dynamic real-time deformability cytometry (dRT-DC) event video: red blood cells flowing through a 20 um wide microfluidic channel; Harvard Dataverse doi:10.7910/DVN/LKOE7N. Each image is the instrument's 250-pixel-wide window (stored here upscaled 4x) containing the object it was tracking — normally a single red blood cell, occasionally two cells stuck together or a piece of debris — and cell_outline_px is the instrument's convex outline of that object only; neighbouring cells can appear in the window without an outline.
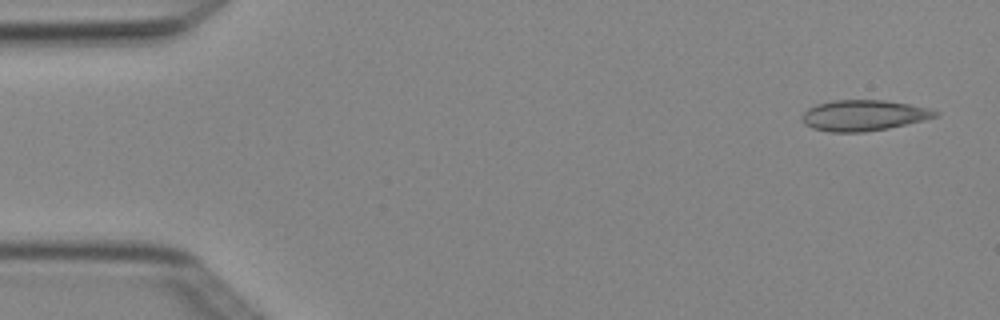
{"species": "Egyptian fruit bat (a non-hibernating species)", "species_latin": "Rousettus aegyptiacus", "temperature_condition": "cold", "stored_images_in_passage": 4, "camera_frame_rate_fps": 3000, "um_per_image_px": 0.085, "animal": {"sex": "female"}, "frame": {"image": 1, "passage_image": 1, "time_ms": 0.0, "image_size_px": [1000, 320], "cell_outline_px": [[940, 116], [924, 120], [888, 128], [864, 132], [828, 132], [812, 128], [804, 124], [804, 112], [808, 108], [816, 104], [832, 100], [884, 100], [908, 104], [928, 108], [940, 112]], "centroid_in_image_um": [73.42, 9.81], "position_along_channel_um": 11.6, "area_um2": 23.87}}
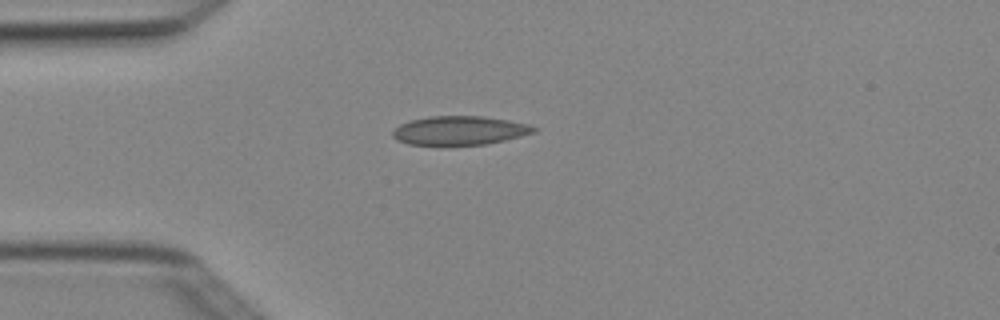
{"frame": {"image": 2, "passage_image": 3, "time_ms": 0.667, "image_size_px": [1000, 320], "cell_outline_px": [[540, 128], [536, 132], [488, 144], [440, 148], [408, 144], [396, 140], [392, 136], [392, 132], [400, 124], [412, 120], [428, 116], [484, 116], [508, 120], [528, 124]], "centroid_in_image_um": [39.04, 11.14], "position_along_channel_um": 46.0, "area_um2": 24.74}}